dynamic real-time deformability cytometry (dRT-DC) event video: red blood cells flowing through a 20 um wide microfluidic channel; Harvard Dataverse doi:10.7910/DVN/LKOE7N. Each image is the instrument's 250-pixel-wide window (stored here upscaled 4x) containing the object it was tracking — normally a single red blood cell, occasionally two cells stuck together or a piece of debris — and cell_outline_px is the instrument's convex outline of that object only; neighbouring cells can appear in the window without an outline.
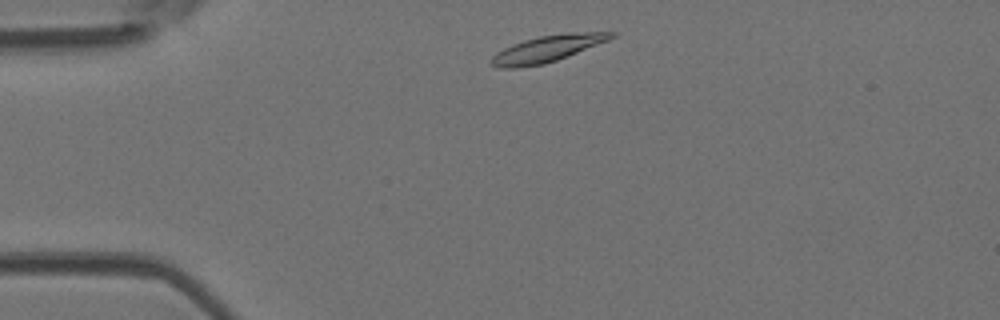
{"species": "Egyptian fruit bat (a non-hibernating species)", "species_latin": "Rousettus aegyptiacus", "temperature_condition": "room temperature", "stored_images_in_passage": 40, "camera_frame_rate_fps": 3000, "um_per_image_px": 0.085, "animal": {"sex": "female"}, "frame": {"image": 1, "passage_image": 2, "time_ms": 0.333, "image_size_px": [1000, 320], "cell_outline_px": [[616, 36], [608, 40], [556, 60], [544, 64], [516, 68], [500, 68], [492, 64], [492, 56], [496, 52], [512, 44], [524, 40], [540, 36], [568, 32], [616, 32]], "centroid_in_image_um": [46.51, 4.13], "position_along_channel_um": 38.5, "area_um2": 18.26}}
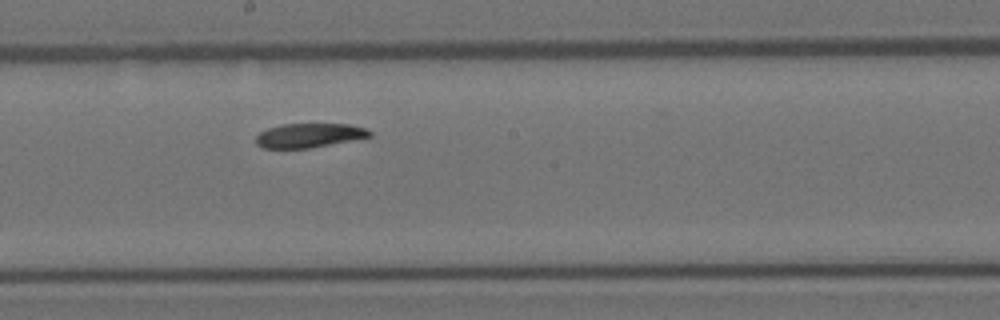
{"frame": {"image": 2, "passage_image": 18, "time_ms": 5.667, "image_size_px": [1000, 320], "cell_outline_px": [[372, 136], [352, 140], [308, 148], [264, 148], [256, 144], [256, 136], [260, 132], [268, 128], [280, 124], [348, 124], [364, 128], [372, 132]], "centroid_in_image_um": [26.25, 11.5], "position_along_channel_um": 221.9, "area_um2": 15.9}}
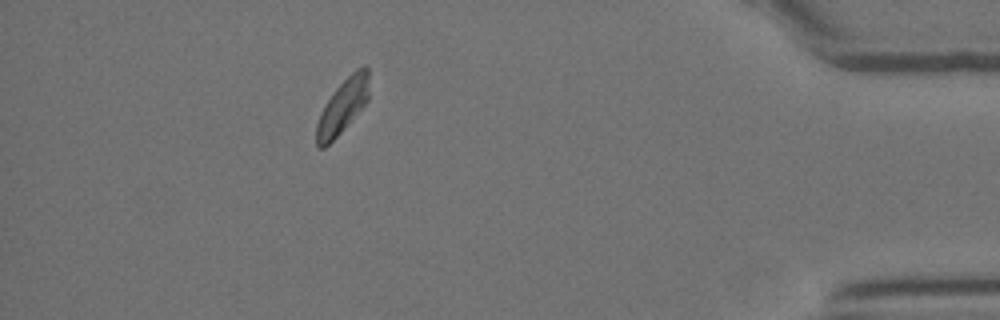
{"frame": {"image": 3, "passage_image": 35, "time_ms": 11.333, "image_size_px": [1000, 320], "cell_outline_px": [[368, 100], [344, 128], [324, 148], [320, 148], [316, 144], [316, 124], [332, 92], [356, 68], [364, 64], [368, 68]], "centroid_in_image_um": [29.13, 9.0], "position_along_channel_um": 406.1, "area_um2": 16.13}, "authors_computed_cell_mechanics": {"area_um2": 17.2822, "velocity_mm_per_s": 4.1139, "shape_relaxation_time_tau1_ms": 2.3517, "shape_relaxation_time_tau2_ms": null, "deformation_change_tau1": 0.1085, "deformation_change_tau2": null}}